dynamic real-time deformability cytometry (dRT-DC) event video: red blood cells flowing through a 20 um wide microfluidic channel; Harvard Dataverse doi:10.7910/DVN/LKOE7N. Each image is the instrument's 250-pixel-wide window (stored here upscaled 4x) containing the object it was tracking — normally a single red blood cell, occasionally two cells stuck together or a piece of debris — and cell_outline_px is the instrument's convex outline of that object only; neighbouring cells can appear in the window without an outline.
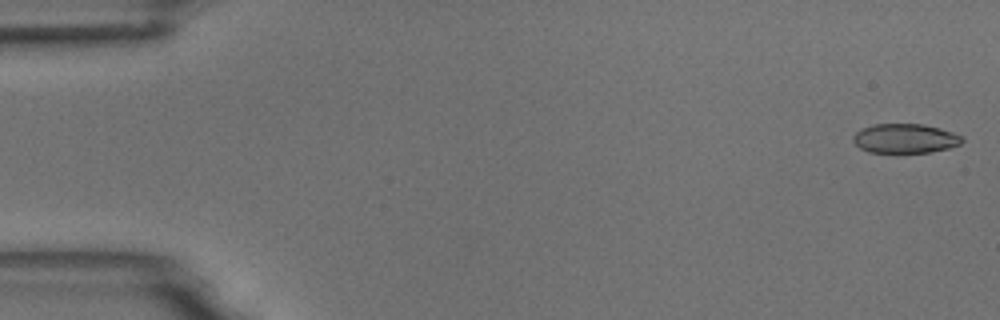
{"species": "common noctule bat (a hibernating species)", "species_latin": "Nyctalus noctula", "temperature_condition": "room temperature", "stored_images_in_passage": 54, "camera_frame_rate_fps": 3000, "um_per_image_px": 0.085, "animal": {"sex": "male", "body_mass_g": 18.8}, "frame": {"image": 1, "passage_image": 1, "time_ms": 0.0, "image_size_px": [1000, 320], "cell_outline_px": [[964, 140], [960, 144], [948, 148], [928, 152], [868, 152], [860, 148], [852, 140], [852, 136], [856, 132], [864, 128], [876, 124], [924, 124], [940, 128], [964, 136]], "centroid_in_image_um": [76.95, 11.76], "position_along_channel_um": 8.1, "area_um2": 18.55}}
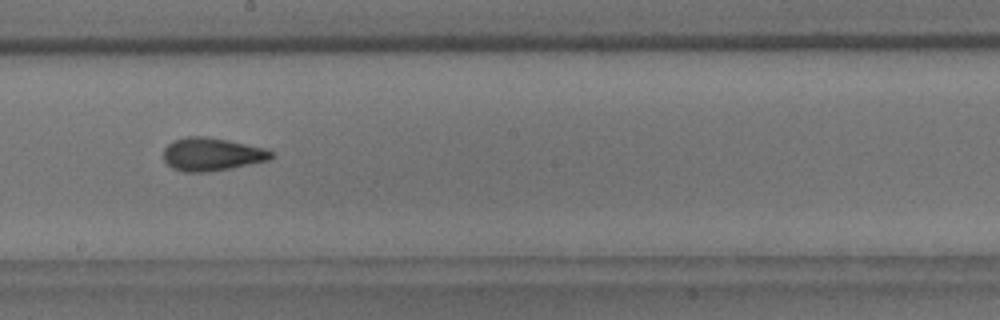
{"frame": {"image": 2, "passage_image": 30, "time_ms": 9.667, "image_size_px": [1000, 320], "cell_outline_px": [[276, 156], [268, 160], [232, 168], [208, 172], [184, 172], [172, 168], [164, 160], [164, 148], [172, 140], [188, 136], [204, 136], [228, 140], [264, 148], [272, 152]], "centroid_in_image_um": [17.99, 13.11], "position_along_channel_um": 230.2, "area_um2": 20.81}}
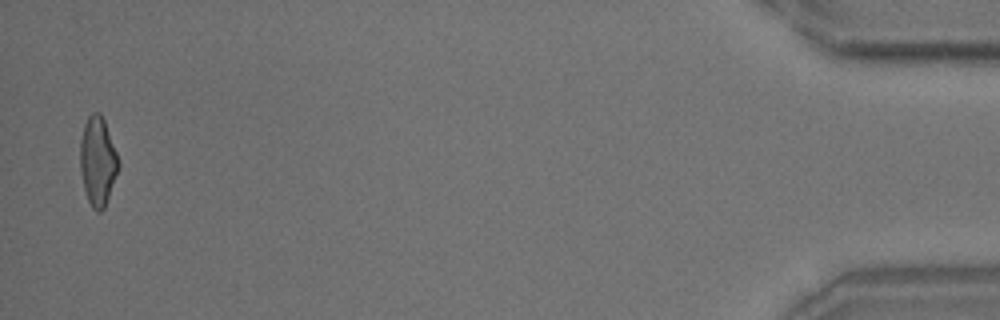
{"frame": {"image": 3, "passage_image": 53, "time_ms": 17.333, "image_size_px": [1000, 320], "cell_outline_px": [[120, 164], [104, 208], [100, 212], [96, 212], [92, 208], [88, 200], [84, 188], [80, 172], [80, 140], [84, 124], [88, 116], [92, 112], [100, 112], [104, 120], [116, 152]], "centroid_in_image_um": [8.29, 13.69], "position_along_channel_um": 426.9, "area_um2": 19.71}, "authors_computed_cell_mechanics": {"area_um2": 20.0277, "velocity_mm_per_s": 3.7284, "shape_relaxation_time_tau1_ms": 5.5972, "shape_relaxation_time_tau2_ms": 1.8877, "deformation_change_tau1": 0.1464, "deformation_change_tau2": 0.0833}}